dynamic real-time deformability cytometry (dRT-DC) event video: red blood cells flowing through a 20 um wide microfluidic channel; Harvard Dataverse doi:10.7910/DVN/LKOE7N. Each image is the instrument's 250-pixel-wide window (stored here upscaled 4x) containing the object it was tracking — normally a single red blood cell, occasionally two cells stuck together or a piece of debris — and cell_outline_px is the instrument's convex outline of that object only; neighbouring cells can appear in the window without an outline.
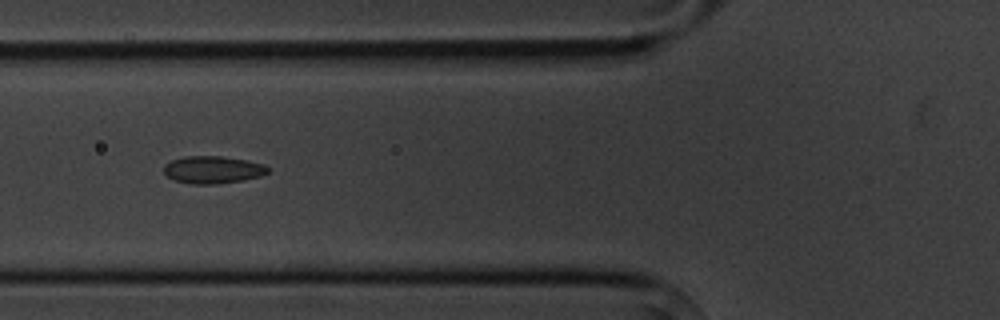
{"species": "common noctule bat (a hibernating species)", "species_latin": "Nyctalus noctula", "temperature_condition": "cold", "stored_images_in_passage": 8, "camera_frame_rate_fps": 3000, "um_per_image_px": 0.085, "animal": {"sex": "male", "body_mass_g": 20.1, "forearm_length_mm": 53.5}, "frame": {"image": 1, "passage_image": 4, "time_ms": 4.333, "image_size_px": [1000, 320], "cell_outline_px": [[268, 172], [260, 176], [244, 180], [216, 184], [192, 184], [172, 180], [164, 172], [164, 164], [172, 160], [184, 156], [220, 156], [248, 160], [264, 164], [268, 168]], "centroid_in_image_um": [18.07, 14.43], "position_along_channel_um": 107.7, "area_um2": 16.7}}
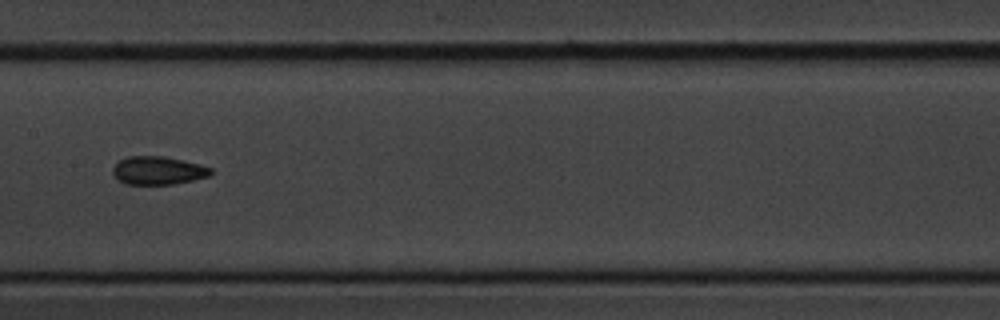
{"frame": {"image": 2, "passage_image": 6, "time_ms": 6.667, "image_size_px": [1000, 320], "cell_outline_px": [[212, 172], [208, 176], [192, 180], [172, 184], [124, 184], [116, 180], [112, 172], [112, 168], [120, 160], [128, 156], [164, 156], [200, 164], [212, 168]], "centroid_in_image_um": [13.4, 14.49], "position_along_channel_um": 194.0, "area_um2": 16.13}}
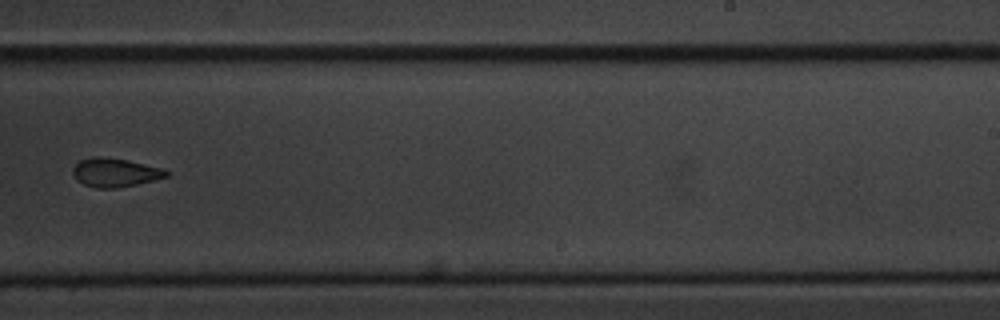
{"frame": {"image": 3, "passage_image": 8, "time_ms": 9.0, "image_size_px": [1000, 320], "cell_outline_px": [[168, 176], [136, 184], [116, 188], [96, 188], [84, 184], [76, 180], [72, 172], [72, 168], [80, 160], [92, 156], [100, 156], [128, 160], [160, 168], [168, 172]], "centroid_in_image_um": [9.71, 14.66], "position_along_channel_um": 279.3, "area_um2": 15.49}}